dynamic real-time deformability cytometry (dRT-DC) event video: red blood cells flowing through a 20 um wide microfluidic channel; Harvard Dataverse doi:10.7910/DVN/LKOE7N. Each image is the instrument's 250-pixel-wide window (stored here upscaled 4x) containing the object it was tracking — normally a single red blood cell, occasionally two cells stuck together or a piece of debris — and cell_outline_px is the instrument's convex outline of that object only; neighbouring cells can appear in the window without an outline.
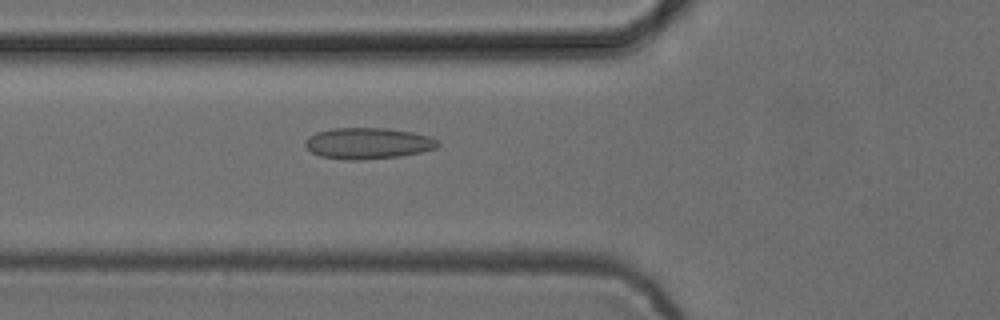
{"species": "common noctule bat (a hibernating species)", "species_latin": "Nyctalus noctula", "temperature_condition": "cold", "stored_images_in_passage": 52, "camera_frame_rate_fps": 3000, "um_per_image_px": 0.085, "animal": {"sex": "female", "body_mass_g": 24.6, "forearm_length_mm": 56.2}, "frame": {"image": 1, "passage_image": 19, "time_ms": 6.0, "image_size_px": [1000, 320], "cell_outline_px": [[440, 144], [436, 148], [420, 152], [400, 156], [360, 160], [348, 160], [320, 156], [312, 152], [304, 144], [304, 140], [308, 136], [316, 132], [332, 128], [384, 128], [412, 132], [428, 136], [436, 140]], "centroid_in_image_um": [31.23, 12.18], "position_along_channel_um": 94.6, "area_um2": 24.04}}
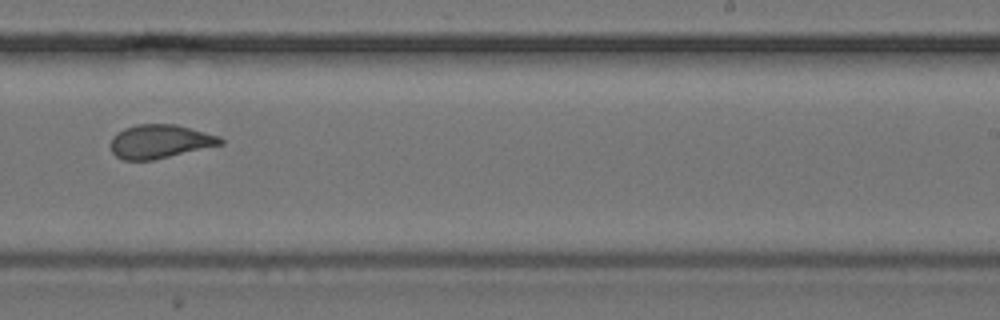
{"frame": {"image": 2, "passage_image": 33, "time_ms": 10.667, "image_size_px": [1000, 320], "cell_outline_px": [[224, 144], [152, 160], [124, 160], [116, 156], [112, 152], [112, 136], [124, 128], [136, 124], [176, 124], [220, 136], [224, 140]], "centroid_in_image_um": [13.61, 12.02], "position_along_channel_um": 275.4, "area_um2": 21.5}}
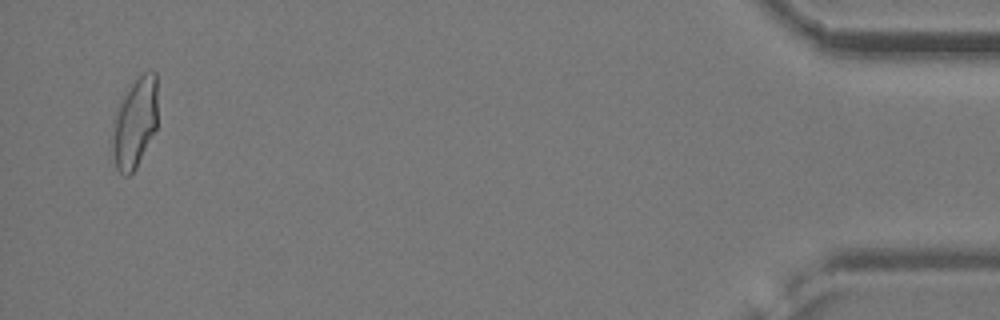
{"frame": {"image": 3, "passage_image": 51, "time_ms": 16.667, "image_size_px": [1000, 320], "cell_outline_px": [[156, 128], [136, 168], [128, 176], [124, 176], [116, 168], [112, 148], [112, 120], [120, 100], [132, 84], [144, 72], [152, 68], [156, 72]], "centroid_in_image_um": [11.44, 10.43], "position_along_channel_um": 423.8, "area_um2": 23.76}, "authors_computed_cell_mechanics": {"area_um2": 22.7732, "velocity_mm_per_s": 3.8669, "shape_relaxation_time_tau1_ms": 6.0745, "shape_relaxation_time_tau2_ms": 1.0899, "deformation_change_tau1": 0.1584, "deformation_change_tau2": 0.0636}}